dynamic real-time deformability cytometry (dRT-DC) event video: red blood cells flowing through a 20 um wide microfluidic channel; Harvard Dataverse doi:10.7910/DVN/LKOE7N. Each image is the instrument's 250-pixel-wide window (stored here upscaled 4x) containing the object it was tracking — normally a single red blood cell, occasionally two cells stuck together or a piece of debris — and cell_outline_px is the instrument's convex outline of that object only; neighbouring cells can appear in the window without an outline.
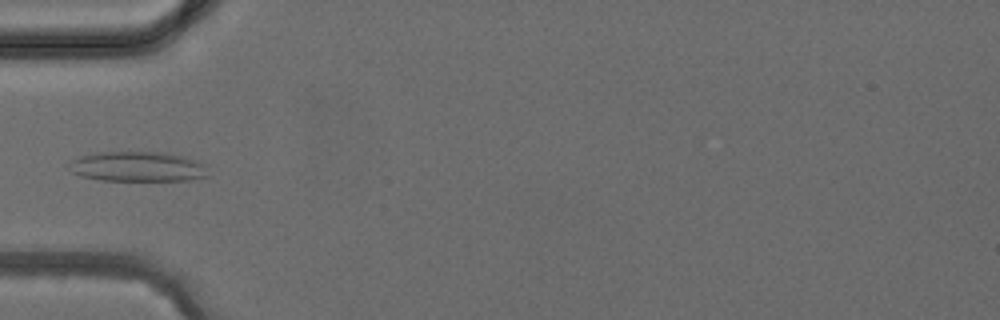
{"species": "common noctule bat (a hibernating species)", "species_latin": "Nyctalus noctula", "temperature_condition": "cold", "stored_images_in_passage": 5, "camera_frame_rate_fps": 3000, "um_per_image_px": 0.085, "animal": {"sex": "female", "body_mass_g": 24.6, "forearm_length_mm": 56.2}, "frame": {"image": 1, "passage_image": 5, "time_ms": 4.667, "image_size_px": [1000, 320], "cell_outline_px": [[208, 176], [192, 180], [100, 180], [80, 176], [72, 172], [68, 168], [68, 164], [72, 160], [80, 156], [100, 152], [168, 152], [184, 156], [208, 164]], "centroid_in_image_um": [11.75, 14.16], "position_along_channel_um": 73.3, "area_um2": 24.62}}